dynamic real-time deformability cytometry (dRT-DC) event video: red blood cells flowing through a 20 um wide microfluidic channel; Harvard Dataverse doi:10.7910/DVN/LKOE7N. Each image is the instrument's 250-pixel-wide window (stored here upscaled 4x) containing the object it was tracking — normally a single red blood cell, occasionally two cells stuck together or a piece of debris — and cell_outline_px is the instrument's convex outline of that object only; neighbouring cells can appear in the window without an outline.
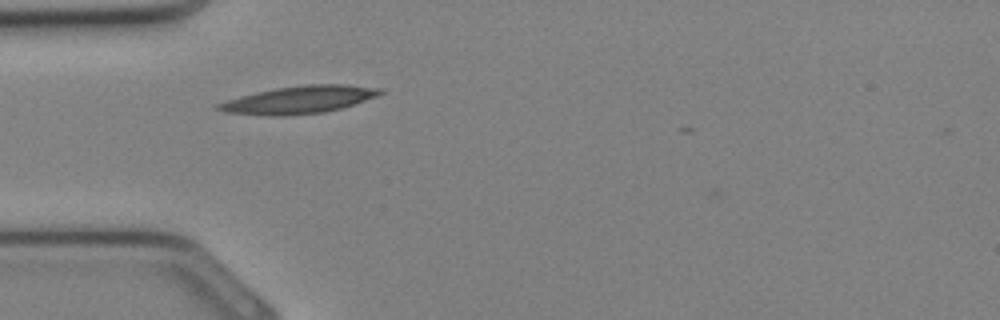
{"species": "Egyptian fruit bat (a non-hibernating species)", "species_latin": "Rousettus aegyptiacus", "temperature_condition": "cold", "stored_images_in_passage": 4, "camera_frame_rate_fps": 3000, "um_per_image_px": 0.085, "animal": {"sex": "female"}, "frame": {"image": 1, "passage_image": 1, "time_ms": 0.0, "image_size_px": [1000, 320], "cell_outline_px": [[384, 92], [376, 96], [340, 108], [324, 112], [284, 116], [272, 116], [224, 112], [216, 108], [216, 104], [240, 96], [256, 92], [276, 88], [304, 84], [344, 84], [380, 88]], "centroid_in_image_um": [25.39, 8.47], "position_along_channel_um": 59.6, "area_um2": 25.72}}
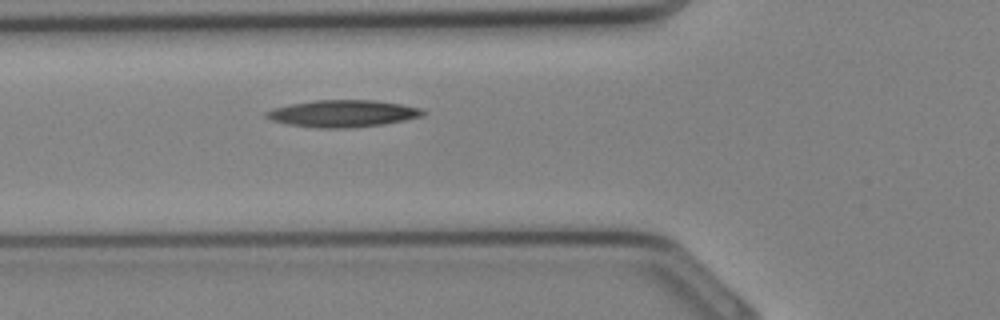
{"frame": {"image": 2, "passage_image": 3, "time_ms": 0.667, "image_size_px": [1000, 320], "cell_outline_px": [[428, 112], [420, 116], [404, 120], [384, 124], [348, 128], [316, 128], [288, 124], [272, 120], [264, 116], [264, 112], [272, 108], [288, 104], [316, 100], [376, 100], [404, 104], [420, 108]], "centroid_in_image_um": [29.12, 9.64], "position_along_channel_um": 96.7, "area_um2": 24.8}}